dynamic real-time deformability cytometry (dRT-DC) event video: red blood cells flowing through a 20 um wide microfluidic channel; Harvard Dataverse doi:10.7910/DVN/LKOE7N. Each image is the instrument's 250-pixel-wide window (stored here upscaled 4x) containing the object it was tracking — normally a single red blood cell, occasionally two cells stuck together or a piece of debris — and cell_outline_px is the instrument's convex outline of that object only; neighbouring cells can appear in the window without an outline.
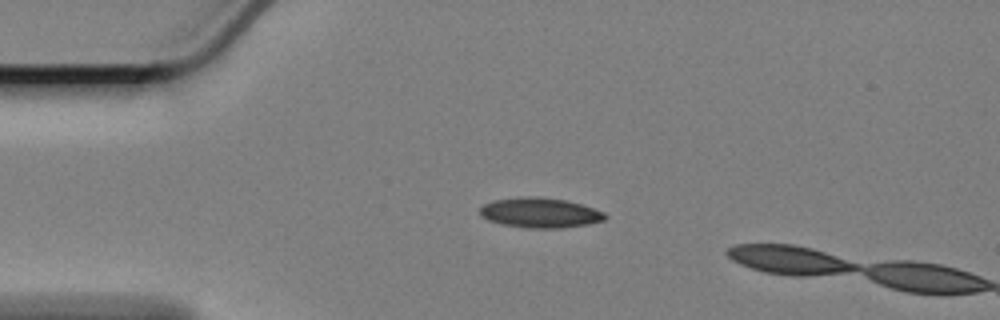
{"species": "Egyptian fruit bat (a non-hibernating species)", "species_latin": "Rousettus aegyptiacus", "temperature_condition": "cold", "stored_images_in_passage": 4, "camera_frame_rate_fps": 3000, "um_per_image_px": 0.085, "animal": {"sex": "female"}, "frame": {"image": 1, "passage_image": 1, "time_ms": 0.0, "image_size_px": [1000, 320], "cell_outline_px": [[608, 216], [604, 220], [588, 224], [560, 228], [524, 228], [504, 224], [488, 220], [480, 216], [480, 208], [484, 204], [492, 200], [516, 196], [540, 196], [564, 200], [584, 204], [604, 212]], "centroid_in_image_um": [45.9, 18.07], "position_along_channel_um": 39.1, "area_um2": 22.2}}